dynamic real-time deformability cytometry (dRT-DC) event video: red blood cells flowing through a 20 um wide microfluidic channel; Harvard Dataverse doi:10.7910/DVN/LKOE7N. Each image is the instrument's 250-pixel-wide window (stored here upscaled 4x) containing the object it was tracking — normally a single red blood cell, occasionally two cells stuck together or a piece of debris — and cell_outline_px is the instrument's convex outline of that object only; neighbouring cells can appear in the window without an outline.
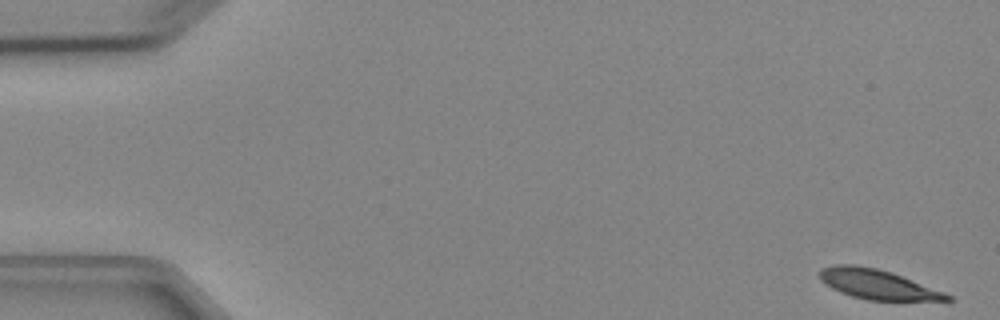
{"species": "Egyptian fruit bat (a non-hibernating species)", "species_latin": "Rousettus aegyptiacus", "temperature_condition": "cold", "stored_images_in_passage": 5, "camera_frame_rate_fps": 3000, "um_per_image_px": 0.085, "animal": {"sex": "female"}, "frame": {"image": 1, "passage_image": 1, "time_ms": 0.0, "image_size_px": [1000, 320], "cell_outline_px": [[952, 300], [868, 300], [852, 296], [840, 292], [832, 288], [820, 280], [820, 268], [832, 264], [856, 264], [876, 268], [892, 272], [944, 292], [952, 296]], "centroid_in_image_um": [74.54, 24.14], "position_along_channel_um": 10.5, "area_um2": 21.96}}
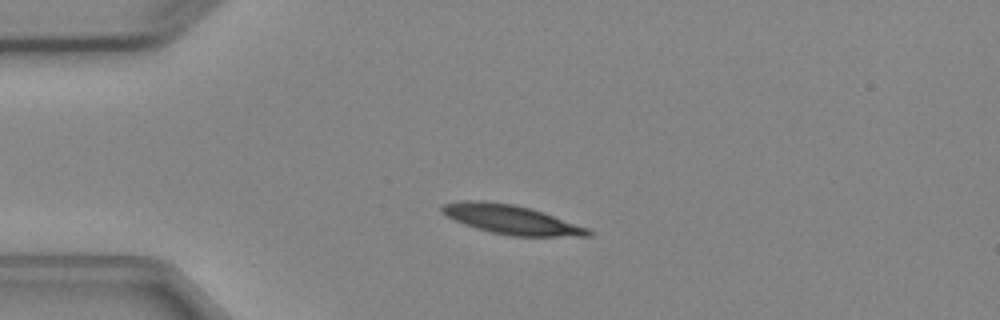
{"frame": {"image": 2, "passage_image": 4, "time_ms": 3.667, "image_size_px": [1000, 320], "cell_outline_px": [[596, 232], [592, 236], [512, 236], [492, 232], [476, 228], [464, 224], [440, 212], [440, 208], [444, 204], [460, 200], [484, 200], [512, 204], [528, 208], [588, 228]], "centroid_in_image_um": [43.43, 18.66], "position_along_channel_um": 41.6, "area_um2": 24.51}}